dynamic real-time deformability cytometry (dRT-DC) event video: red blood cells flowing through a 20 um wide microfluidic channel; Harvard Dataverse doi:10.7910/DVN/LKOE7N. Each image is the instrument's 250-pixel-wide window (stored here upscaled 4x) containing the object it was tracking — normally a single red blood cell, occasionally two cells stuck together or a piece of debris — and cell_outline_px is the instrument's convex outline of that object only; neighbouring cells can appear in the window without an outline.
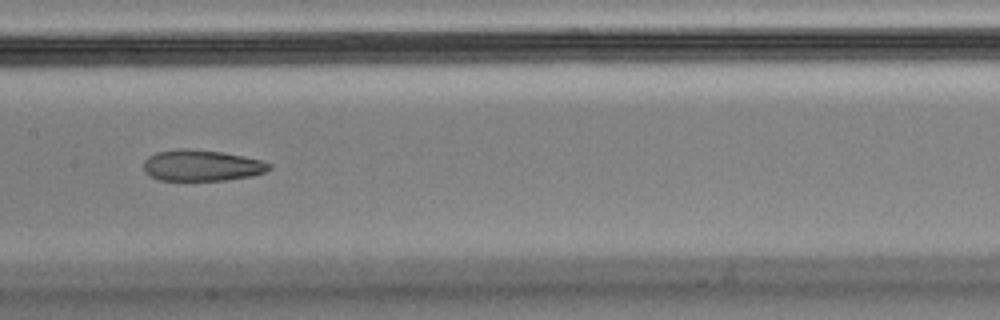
{"species": "Egyptian fruit bat (a non-hibernating species)", "species_latin": "Rousettus aegyptiacus", "temperature_condition": "cold", "stored_images_in_passage": 14, "camera_frame_rate_fps": 3000, "um_per_image_px": 0.085, "animal": {"sex": "male"}, "frame": {"image": 1, "passage_image": 7, "time_ms": 2.0, "image_size_px": [1000, 320], "cell_outline_px": [[272, 168], [264, 172], [252, 176], [224, 180], [160, 180], [144, 172], [144, 160], [148, 156], [156, 152], [180, 148], [184, 148], [224, 152], [244, 156], [260, 160], [272, 164]], "centroid_in_image_um": [17.15, 14.05], "position_along_channel_um": 190.3, "area_um2": 22.83}}
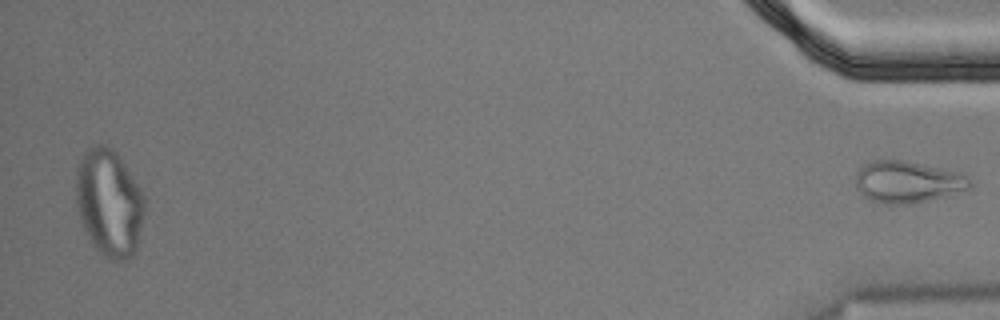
{"frame": {"image": 2, "passage_image": 14, "time_ms": 4.333, "image_size_px": [1000, 320], "cell_outline_px": [[972, 188], [948, 196], [904, 204], [888, 204], [872, 200], [864, 196], [856, 188], [856, 172], [860, 164], [864, 160], [904, 160], [968, 172], [972, 184]], "centroid_in_image_um": [77.2, 15.42], "position_along_channel_um": 358.0, "area_um2": 28.67}}